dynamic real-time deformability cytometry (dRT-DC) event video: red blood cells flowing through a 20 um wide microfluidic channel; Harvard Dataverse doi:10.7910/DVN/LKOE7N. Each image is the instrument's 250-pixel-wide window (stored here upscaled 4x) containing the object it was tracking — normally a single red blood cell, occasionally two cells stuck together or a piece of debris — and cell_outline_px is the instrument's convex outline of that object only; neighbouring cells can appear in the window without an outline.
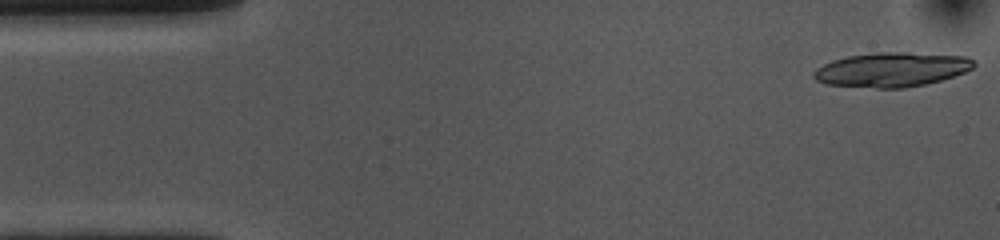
{"species": "common noctule bat (a hibernating species)", "species_latin": "Nyctalus noctula", "temperature_condition": "cold", "stored_images_in_passage": 15, "camera_frame_rate_fps": 3000, "um_per_image_px": 0.085, "animal": {"sex": "female", "body_mass_g": 10.0, "forearm_length_mm": 53.1}, "frame": {"image": 1, "passage_image": 1, "time_ms": 0.0, "image_size_px": [1000, 240], "cell_outline_px": [[976, 64], [972, 68], [964, 72], [940, 80], [924, 84], [904, 88], [876, 88], [828, 84], [816, 80], [812, 76], [812, 72], [816, 68], [832, 60], [848, 56], [876, 52], [908, 52], [968, 56], [976, 60]], "centroid_in_image_um": [75.8, 5.9], "position_along_channel_um": 9.2, "area_um2": 32.19}}